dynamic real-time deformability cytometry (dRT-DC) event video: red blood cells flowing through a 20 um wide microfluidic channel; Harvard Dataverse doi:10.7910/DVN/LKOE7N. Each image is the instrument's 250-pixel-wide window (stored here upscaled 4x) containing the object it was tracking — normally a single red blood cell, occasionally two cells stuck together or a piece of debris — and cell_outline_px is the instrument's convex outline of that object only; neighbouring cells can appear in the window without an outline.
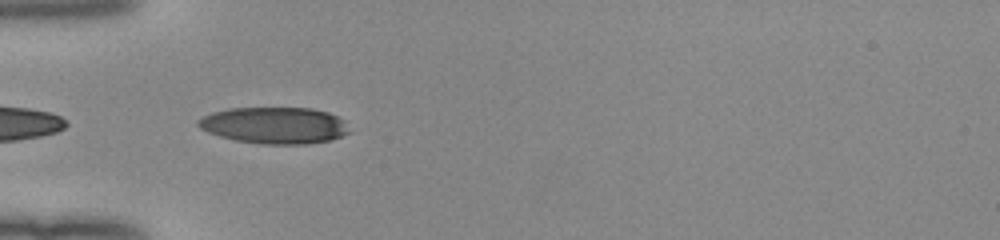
{"species": "human", "species_latin": "Homo sapiens", "temperature_condition": "room temperature", "stored_images_in_passage": 34, "camera_frame_rate_fps": 3000, "um_per_image_px": 0.085, "donor": {"sex": "female"}, "frame": {"image": 1, "passage_image": 1, "time_ms": 0.0, "image_size_px": [1000, 240], "cell_outline_px": [[352, 132], [328, 140], [308, 144], [260, 144], [236, 140], [220, 136], [208, 132], [200, 128], [196, 124], [196, 120], [212, 112], [228, 108], [312, 108], [328, 112], [344, 120]], "centroid_in_image_um": [23.33, 10.65], "position_along_channel_um": 61.7, "area_um2": 32.31}}
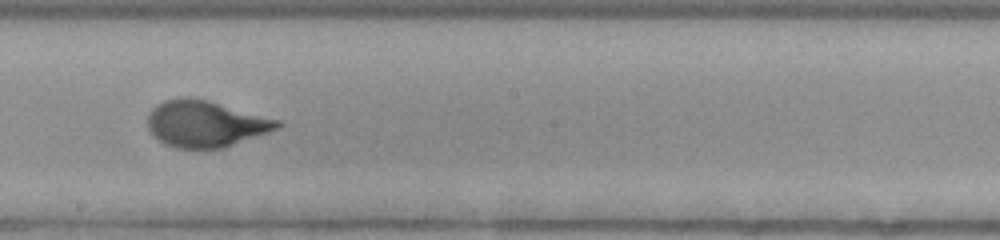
{"frame": {"image": 2, "passage_image": 14, "time_ms": 4.333, "image_size_px": [1000, 240], "cell_outline_px": [[284, 124], [268, 132], [224, 148], [176, 148], [164, 144], [148, 128], [148, 112], [156, 104], [164, 100], [180, 96], [188, 96], [208, 100], [280, 120]], "centroid_in_image_um": [17.45, 10.5], "position_along_channel_um": 230.8, "area_um2": 35.08}}
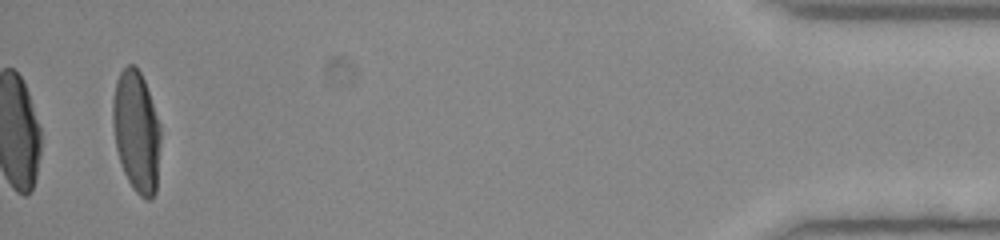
{"frame": {"image": 3, "passage_image": 34, "time_ms": 11.0, "image_size_px": [1000, 240], "cell_outline_px": [[160, 140], [156, 192], [148, 200], [140, 196], [132, 188], [124, 172], [116, 148], [112, 124], [112, 100], [116, 80], [120, 72], [128, 64], [132, 64], [140, 72], [144, 80], [160, 124]], "centroid_in_image_um": [11.58, 11.17], "position_along_channel_um": 423.6, "area_um2": 33.76}, "authors_computed_cell_mechanics": {"area_um2": 34.6511, "velocity_mm_per_s": 4.0149, "shape_relaxation_time_tau1_ms": 3.9729, "shape_relaxation_time_tau2_ms": null, "deformation_change_tau1": 0.2087, "deformation_change_tau2": null}}